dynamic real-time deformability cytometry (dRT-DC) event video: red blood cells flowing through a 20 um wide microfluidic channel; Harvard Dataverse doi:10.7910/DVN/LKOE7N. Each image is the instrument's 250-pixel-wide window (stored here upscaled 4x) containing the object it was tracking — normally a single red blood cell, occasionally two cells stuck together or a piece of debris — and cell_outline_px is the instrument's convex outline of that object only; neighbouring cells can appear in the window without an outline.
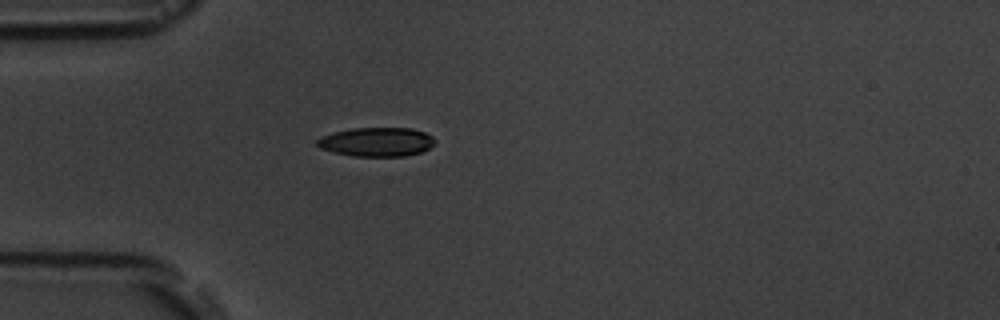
{"species": "common noctule bat (a hibernating species)", "species_latin": "Nyctalus noctula", "temperature_condition": "room temperature", "stored_images_in_passage": 1, "camera_frame_rate_fps": 3000, "um_per_image_px": 0.085, "animal": {"sex": "male", "body_mass_g": 19.5, "forearm_length_mm": 54.6}, "frame": {"image": 1, "passage_image": 1, "time_ms": 0.0, "image_size_px": [1000, 320], "cell_outline_px": [[436, 140], [428, 148], [420, 152], [404, 156], [356, 156], [332, 152], [320, 148], [316, 144], [316, 140], [320, 136], [332, 132], [352, 128], [412, 128], [424, 132], [432, 136]], "centroid_in_image_um": [31.97, 12.05], "position_along_channel_um": 53.0, "area_um2": 19.94}}